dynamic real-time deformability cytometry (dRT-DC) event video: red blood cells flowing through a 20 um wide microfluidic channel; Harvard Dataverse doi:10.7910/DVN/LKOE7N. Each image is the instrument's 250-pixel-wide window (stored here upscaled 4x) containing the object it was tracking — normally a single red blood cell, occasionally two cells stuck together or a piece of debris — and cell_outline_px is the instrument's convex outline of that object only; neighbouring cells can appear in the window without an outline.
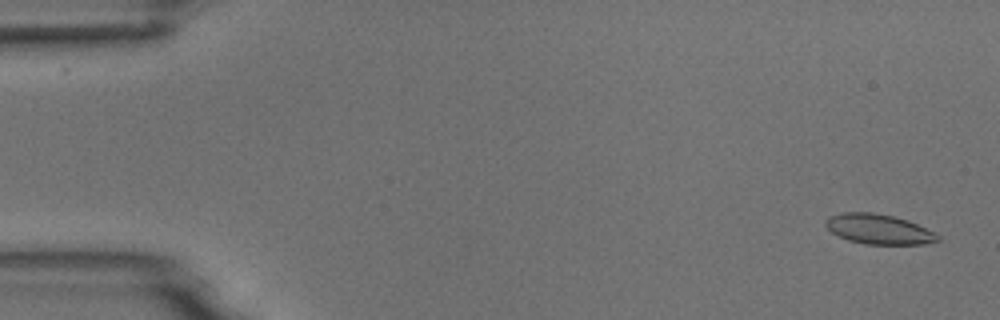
{"species": "common noctule bat (a hibernating species)", "species_latin": "Nyctalus noctula", "temperature_condition": "room temperature", "stored_images_in_passage": 5, "camera_frame_rate_fps": 3000, "um_per_image_px": 0.085, "animal": {"sex": "male", "body_mass_g": 18.8}, "frame": {"image": 1, "passage_image": 1, "time_ms": 0.0, "image_size_px": [1000, 320], "cell_outline_px": [[940, 240], [924, 244], [864, 244], [848, 240], [832, 232], [824, 224], [824, 220], [828, 216], [844, 212], [872, 212], [892, 216], [908, 220], [940, 236]], "centroid_in_image_um": [74.65, 19.47], "position_along_channel_um": 10.4, "area_um2": 19.42}}
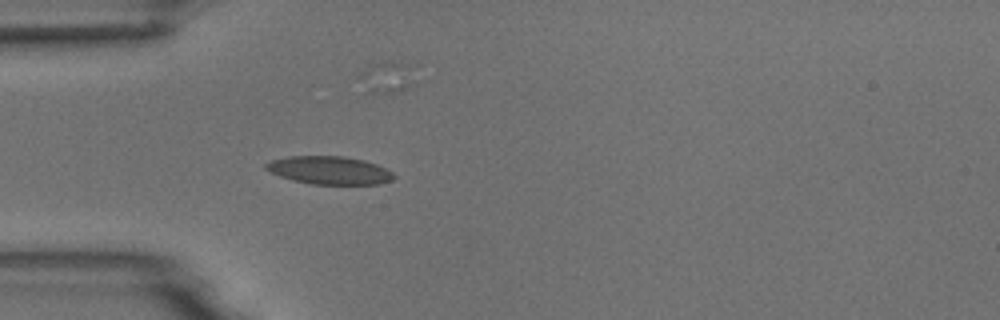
{"frame": {"image": 2, "passage_image": 5, "time_ms": 4.667, "image_size_px": [1000, 320], "cell_outline_px": [[396, 176], [392, 180], [380, 184], [312, 184], [292, 180], [280, 176], [264, 168], [264, 164], [272, 160], [288, 156], [344, 156], [364, 160], [376, 164], [392, 172]], "centroid_in_image_um": [28.0, 14.47], "position_along_channel_um": 57.0, "area_um2": 20.87}}